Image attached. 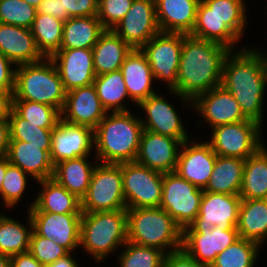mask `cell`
<instances>
[{
    "label": "cell",
    "instance_id": "6da1fadb",
    "mask_svg": "<svg viewBox=\"0 0 267 267\" xmlns=\"http://www.w3.org/2000/svg\"><path fill=\"white\" fill-rule=\"evenodd\" d=\"M230 51L222 44L184 34L175 94L190 103L221 85L223 64Z\"/></svg>",
    "mask_w": 267,
    "mask_h": 267
},
{
    "label": "cell",
    "instance_id": "7a4b0ae2",
    "mask_svg": "<svg viewBox=\"0 0 267 267\" xmlns=\"http://www.w3.org/2000/svg\"><path fill=\"white\" fill-rule=\"evenodd\" d=\"M231 54L230 51L223 64L221 86L234 96L247 119L261 124L267 83L261 54L246 48L235 56Z\"/></svg>",
    "mask_w": 267,
    "mask_h": 267
},
{
    "label": "cell",
    "instance_id": "3957f363",
    "mask_svg": "<svg viewBox=\"0 0 267 267\" xmlns=\"http://www.w3.org/2000/svg\"><path fill=\"white\" fill-rule=\"evenodd\" d=\"M141 122L130 111L106 114L94 129L98 160L114 164L135 162L143 131Z\"/></svg>",
    "mask_w": 267,
    "mask_h": 267
},
{
    "label": "cell",
    "instance_id": "277c9868",
    "mask_svg": "<svg viewBox=\"0 0 267 267\" xmlns=\"http://www.w3.org/2000/svg\"><path fill=\"white\" fill-rule=\"evenodd\" d=\"M127 211L128 241L164 251L171 246V252L182 249L183 229L162 208H132Z\"/></svg>",
    "mask_w": 267,
    "mask_h": 267
},
{
    "label": "cell",
    "instance_id": "5b68a950",
    "mask_svg": "<svg viewBox=\"0 0 267 267\" xmlns=\"http://www.w3.org/2000/svg\"><path fill=\"white\" fill-rule=\"evenodd\" d=\"M45 59L47 63L38 61L19 65L15 69L13 100L50 105L61 113L67 91L52 60Z\"/></svg>",
    "mask_w": 267,
    "mask_h": 267
},
{
    "label": "cell",
    "instance_id": "8992f818",
    "mask_svg": "<svg viewBox=\"0 0 267 267\" xmlns=\"http://www.w3.org/2000/svg\"><path fill=\"white\" fill-rule=\"evenodd\" d=\"M127 239V211L82 212L80 245L97 261L103 260Z\"/></svg>",
    "mask_w": 267,
    "mask_h": 267
},
{
    "label": "cell",
    "instance_id": "52a82bcc",
    "mask_svg": "<svg viewBox=\"0 0 267 267\" xmlns=\"http://www.w3.org/2000/svg\"><path fill=\"white\" fill-rule=\"evenodd\" d=\"M101 164L94 167L87 193L81 200V212L127 209L121 163Z\"/></svg>",
    "mask_w": 267,
    "mask_h": 267
},
{
    "label": "cell",
    "instance_id": "ba28073f",
    "mask_svg": "<svg viewBox=\"0 0 267 267\" xmlns=\"http://www.w3.org/2000/svg\"><path fill=\"white\" fill-rule=\"evenodd\" d=\"M203 190L197 188L177 172L163 173L162 199L164 209L184 229L199 213Z\"/></svg>",
    "mask_w": 267,
    "mask_h": 267
},
{
    "label": "cell",
    "instance_id": "9c48e42d",
    "mask_svg": "<svg viewBox=\"0 0 267 267\" xmlns=\"http://www.w3.org/2000/svg\"><path fill=\"white\" fill-rule=\"evenodd\" d=\"M126 208L159 207L162 199L163 173L136 162L121 163Z\"/></svg>",
    "mask_w": 267,
    "mask_h": 267
},
{
    "label": "cell",
    "instance_id": "30bf717a",
    "mask_svg": "<svg viewBox=\"0 0 267 267\" xmlns=\"http://www.w3.org/2000/svg\"><path fill=\"white\" fill-rule=\"evenodd\" d=\"M260 127L252 120L220 125L212 129V140L208 143L218 156L245 160L263 146L259 140Z\"/></svg>",
    "mask_w": 267,
    "mask_h": 267
},
{
    "label": "cell",
    "instance_id": "8fae6325",
    "mask_svg": "<svg viewBox=\"0 0 267 267\" xmlns=\"http://www.w3.org/2000/svg\"><path fill=\"white\" fill-rule=\"evenodd\" d=\"M184 34L159 32L140 49L146 55L154 79H163L177 93V74Z\"/></svg>",
    "mask_w": 267,
    "mask_h": 267
},
{
    "label": "cell",
    "instance_id": "7c38bea8",
    "mask_svg": "<svg viewBox=\"0 0 267 267\" xmlns=\"http://www.w3.org/2000/svg\"><path fill=\"white\" fill-rule=\"evenodd\" d=\"M239 238L237 228L183 229L182 249L197 262L210 267L216 256Z\"/></svg>",
    "mask_w": 267,
    "mask_h": 267
},
{
    "label": "cell",
    "instance_id": "4fadbf2b",
    "mask_svg": "<svg viewBox=\"0 0 267 267\" xmlns=\"http://www.w3.org/2000/svg\"><path fill=\"white\" fill-rule=\"evenodd\" d=\"M112 30L132 49H140L160 32L155 0H134L127 14Z\"/></svg>",
    "mask_w": 267,
    "mask_h": 267
},
{
    "label": "cell",
    "instance_id": "5bb4252c",
    "mask_svg": "<svg viewBox=\"0 0 267 267\" xmlns=\"http://www.w3.org/2000/svg\"><path fill=\"white\" fill-rule=\"evenodd\" d=\"M241 197L203 191L199 213L184 229H206L214 226L236 228Z\"/></svg>",
    "mask_w": 267,
    "mask_h": 267
},
{
    "label": "cell",
    "instance_id": "9a60e30c",
    "mask_svg": "<svg viewBox=\"0 0 267 267\" xmlns=\"http://www.w3.org/2000/svg\"><path fill=\"white\" fill-rule=\"evenodd\" d=\"M94 130L75 125L61 118L53 129L50 159L53 165L60 161L88 156L92 150Z\"/></svg>",
    "mask_w": 267,
    "mask_h": 267
},
{
    "label": "cell",
    "instance_id": "2e32d148",
    "mask_svg": "<svg viewBox=\"0 0 267 267\" xmlns=\"http://www.w3.org/2000/svg\"><path fill=\"white\" fill-rule=\"evenodd\" d=\"M33 230L39 235L64 247L69 253L80 244L82 214L28 212Z\"/></svg>",
    "mask_w": 267,
    "mask_h": 267
},
{
    "label": "cell",
    "instance_id": "e0dca14e",
    "mask_svg": "<svg viewBox=\"0 0 267 267\" xmlns=\"http://www.w3.org/2000/svg\"><path fill=\"white\" fill-rule=\"evenodd\" d=\"M181 144L178 139L143 129L135 162L161 173L174 172Z\"/></svg>",
    "mask_w": 267,
    "mask_h": 267
},
{
    "label": "cell",
    "instance_id": "ac0fdd59",
    "mask_svg": "<svg viewBox=\"0 0 267 267\" xmlns=\"http://www.w3.org/2000/svg\"><path fill=\"white\" fill-rule=\"evenodd\" d=\"M106 113L108 112L101 105L94 84H90L67 91L61 119L94 130Z\"/></svg>",
    "mask_w": 267,
    "mask_h": 267
},
{
    "label": "cell",
    "instance_id": "d6986e66",
    "mask_svg": "<svg viewBox=\"0 0 267 267\" xmlns=\"http://www.w3.org/2000/svg\"><path fill=\"white\" fill-rule=\"evenodd\" d=\"M50 59L66 91L93 84L96 72L92 49L59 50Z\"/></svg>",
    "mask_w": 267,
    "mask_h": 267
},
{
    "label": "cell",
    "instance_id": "ffe728a7",
    "mask_svg": "<svg viewBox=\"0 0 267 267\" xmlns=\"http://www.w3.org/2000/svg\"><path fill=\"white\" fill-rule=\"evenodd\" d=\"M191 103L212 129L220 125L249 120L244 116L234 96L221 85L197 96Z\"/></svg>",
    "mask_w": 267,
    "mask_h": 267
},
{
    "label": "cell",
    "instance_id": "44dd1931",
    "mask_svg": "<svg viewBox=\"0 0 267 267\" xmlns=\"http://www.w3.org/2000/svg\"><path fill=\"white\" fill-rule=\"evenodd\" d=\"M187 143L185 141L180 146L184 148L178 154L175 172L197 188L204 190L213 172L217 155L208 142L204 144L192 142L190 147Z\"/></svg>",
    "mask_w": 267,
    "mask_h": 267
},
{
    "label": "cell",
    "instance_id": "7402d4cb",
    "mask_svg": "<svg viewBox=\"0 0 267 267\" xmlns=\"http://www.w3.org/2000/svg\"><path fill=\"white\" fill-rule=\"evenodd\" d=\"M51 145H34L10 140L7 158L10 164L41 181L53 177L54 165L50 159Z\"/></svg>",
    "mask_w": 267,
    "mask_h": 267
},
{
    "label": "cell",
    "instance_id": "603a6c76",
    "mask_svg": "<svg viewBox=\"0 0 267 267\" xmlns=\"http://www.w3.org/2000/svg\"><path fill=\"white\" fill-rule=\"evenodd\" d=\"M138 106L145 110L148 117L141 122L144 130L178 139L182 143L189 140L177 112L161 95L155 93Z\"/></svg>",
    "mask_w": 267,
    "mask_h": 267
},
{
    "label": "cell",
    "instance_id": "cb8c5ba5",
    "mask_svg": "<svg viewBox=\"0 0 267 267\" xmlns=\"http://www.w3.org/2000/svg\"><path fill=\"white\" fill-rule=\"evenodd\" d=\"M201 0H155L160 32L191 34Z\"/></svg>",
    "mask_w": 267,
    "mask_h": 267
},
{
    "label": "cell",
    "instance_id": "d4e9b609",
    "mask_svg": "<svg viewBox=\"0 0 267 267\" xmlns=\"http://www.w3.org/2000/svg\"><path fill=\"white\" fill-rule=\"evenodd\" d=\"M0 53L16 65L44 59L38 51L31 29L0 23Z\"/></svg>",
    "mask_w": 267,
    "mask_h": 267
},
{
    "label": "cell",
    "instance_id": "484cf974",
    "mask_svg": "<svg viewBox=\"0 0 267 267\" xmlns=\"http://www.w3.org/2000/svg\"><path fill=\"white\" fill-rule=\"evenodd\" d=\"M124 82L130 99L137 105L155 94L151 88L154 79L150 64L141 49H132L121 65Z\"/></svg>",
    "mask_w": 267,
    "mask_h": 267
},
{
    "label": "cell",
    "instance_id": "4316f807",
    "mask_svg": "<svg viewBox=\"0 0 267 267\" xmlns=\"http://www.w3.org/2000/svg\"><path fill=\"white\" fill-rule=\"evenodd\" d=\"M43 190L28 209L29 212H50L56 214H82L81 200L70 193L55 179L38 181Z\"/></svg>",
    "mask_w": 267,
    "mask_h": 267
},
{
    "label": "cell",
    "instance_id": "83f0119b",
    "mask_svg": "<svg viewBox=\"0 0 267 267\" xmlns=\"http://www.w3.org/2000/svg\"><path fill=\"white\" fill-rule=\"evenodd\" d=\"M132 48L113 30H105L92 48L96 76L121 69Z\"/></svg>",
    "mask_w": 267,
    "mask_h": 267
},
{
    "label": "cell",
    "instance_id": "f1b7e54d",
    "mask_svg": "<svg viewBox=\"0 0 267 267\" xmlns=\"http://www.w3.org/2000/svg\"><path fill=\"white\" fill-rule=\"evenodd\" d=\"M104 31L97 15L69 18L64 21L60 50L92 49Z\"/></svg>",
    "mask_w": 267,
    "mask_h": 267
},
{
    "label": "cell",
    "instance_id": "f546056e",
    "mask_svg": "<svg viewBox=\"0 0 267 267\" xmlns=\"http://www.w3.org/2000/svg\"><path fill=\"white\" fill-rule=\"evenodd\" d=\"M244 164V159L217 155L213 172L203 191L239 195Z\"/></svg>",
    "mask_w": 267,
    "mask_h": 267
},
{
    "label": "cell",
    "instance_id": "4dcf8cb0",
    "mask_svg": "<svg viewBox=\"0 0 267 267\" xmlns=\"http://www.w3.org/2000/svg\"><path fill=\"white\" fill-rule=\"evenodd\" d=\"M86 157H77L58 162L54 165L53 179L78 199L86 195L94 167Z\"/></svg>",
    "mask_w": 267,
    "mask_h": 267
},
{
    "label": "cell",
    "instance_id": "1f68e13d",
    "mask_svg": "<svg viewBox=\"0 0 267 267\" xmlns=\"http://www.w3.org/2000/svg\"><path fill=\"white\" fill-rule=\"evenodd\" d=\"M236 228L241 238L261 244L267 237V199H241Z\"/></svg>",
    "mask_w": 267,
    "mask_h": 267
},
{
    "label": "cell",
    "instance_id": "d6a6232c",
    "mask_svg": "<svg viewBox=\"0 0 267 267\" xmlns=\"http://www.w3.org/2000/svg\"><path fill=\"white\" fill-rule=\"evenodd\" d=\"M241 199H267V150L262 146L245 159Z\"/></svg>",
    "mask_w": 267,
    "mask_h": 267
},
{
    "label": "cell",
    "instance_id": "836d02e7",
    "mask_svg": "<svg viewBox=\"0 0 267 267\" xmlns=\"http://www.w3.org/2000/svg\"><path fill=\"white\" fill-rule=\"evenodd\" d=\"M192 36L222 44L232 50L239 37L202 1L199 2Z\"/></svg>",
    "mask_w": 267,
    "mask_h": 267
},
{
    "label": "cell",
    "instance_id": "e575fe53",
    "mask_svg": "<svg viewBox=\"0 0 267 267\" xmlns=\"http://www.w3.org/2000/svg\"><path fill=\"white\" fill-rule=\"evenodd\" d=\"M64 21L50 15L36 13L31 32L38 51L50 58L60 50Z\"/></svg>",
    "mask_w": 267,
    "mask_h": 267
},
{
    "label": "cell",
    "instance_id": "d590c367",
    "mask_svg": "<svg viewBox=\"0 0 267 267\" xmlns=\"http://www.w3.org/2000/svg\"><path fill=\"white\" fill-rule=\"evenodd\" d=\"M101 105L106 111L126 112L122 101L129 97L121 70L98 75L93 82Z\"/></svg>",
    "mask_w": 267,
    "mask_h": 267
},
{
    "label": "cell",
    "instance_id": "8d00e7d4",
    "mask_svg": "<svg viewBox=\"0 0 267 267\" xmlns=\"http://www.w3.org/2000/svg\"><path fill=\"white\" fill-rule=\"evenodd\" d=\"M29 228L8 218L0 215V253L13 256L20 253L28 252L30 236L33 230V223L29 215Z\"/></svg>",
    "mask_w": 267,
    "mask_h": 267
},
{
    "label": "cell",
    "instance_id": "74e56055",
    "mask_svg": "<svg viewBox=\"0 0 267 267\" xmlns=\"http://www.w3.org/2000/svg\"><path fill=\"white\" fill-rule=\"evenodd\" d=\"M259 243L239 238L216 256L210 267H253Z\"/></svg>",
    "mask_w": 267,
    "mask_h": 267
},
{
    "label": "cell",
    "instance_id": "f35d334b",
    "mask_svg": "<svg viewBox=\"0 0 267 267\" xmlns=\"http://www.w3.org/2000/svg\"><path fill=\"white\" fill-rule=\"evenodd\" d=\"M239 38L246 23L244 0H201Z\"/></svg>",
    "mask_w": 267,
    "mask_h": 267
},
{
    "label": "cell",
    "instance_id": "ab89813d",
    "mask_svg": "<svg viewBox=\"0 0 267 267\" xmlns=\"http://www.w3.org/2000/svg\"><path fill=\"white\" fill-rule=\"evenodd\" d=\"M13 109L40 128L54 129L61 118V113L56 108L29 100H13Z\"/></svg>",
    "mask_w": 267,
    "mask_h": 267
},
{
    "label": "cell",
    "instance_id": "60d3db41",
    "mask_svg": "<svg viewBox=\"0 0 267 267\" xmlns=\"http://www.w3.org/2000/svg\"><path fill=\"white\" fill-rule=\"evenodd\" d=\"M10 140H20L34 145H51L53 129L40 128L22 118L12 109L9 118Z\"/></svg>",
    "mask_w": 267,
    "mask_h": 267
},
{
    "label": "cell",
    "instance_id": "b9f144b4",
    "mask_svg": "<svg viewBox=\"0 0 267 267\" xmlns=\"http://www.w3.org/2000/svg\"><path fill=\"white\" fill-rule=\"evenodd\" d=\"M120 255L121 267H163L167 253L155 247L141 246L127 241Z\"/></svg>",
    "mask_w": 267,
    "mask_h": 267
},
{
    "label": "cell",
    "instance_id": "7bdbcfd3",
    "mask_svg": "<svg viewBox=\"0 0 267 267\" xmlns=\"http://www.w3.org/2000/svg\"><path fill=\"white\" fill-rule=\"evenodd\" d=\"M36 13L24 0H0V23L31 29Z\"/></svg>",
    "mask_w": 267,
    "mask_h": 267
},
{
    "label": "cell",
    "instance_id": "ee69618b",
    "mask_svg": "<svg viewBox=\"0 0 267 267\" xmlns=\"http://www.w3.org/2000/svg\"><path fill=\"white\" fill-rule=\"evenodd\" d=\"M27 174L19 167L9 163L7 158V168L0 195L7 207H12L20 200L27 184Z\"/></svg>",
    "mask_w": 267,
    "mask_h": 267
},
{
    "label": "cell",
    "instance_id": "f6af8a7d",
    "mask_svg": "<svg viewBox=\"0 0 267 267\" xmlns=\"http://www.w3.org/2000/svg\"><path fill=\"white\" fill-rule=\"evenodd\" d=\"M43 266L53 264L69 252L61 245L56 244L53 239L49 240L39 236L32 230L28 250Z\"/></svg>",
    "mask_w": 267,
    "mask_h": 267
},
{
    "label": "cell",
    "instance_id": "bcb514c9",
    "mask_svg": "<svg viewBox=\"0 0 267 267\" xmlns=\"http://www.w3.org/2000/svg\"><path fill=\"white\" fill-rule=\"evenodd\" d=\"M134 0H99L97 17L105 30L115 28L127 14Z\"/></svg>",
    "mask_w": 267,
    "mask_h": 267
},
{
    "label": "cell",
    "instance_id": "7dc6e473",
    "mask_svg": "<svg viewBox=\"0 0 267 267\" xmlns=\"http://www.w3.org/2000/svg\"><path fill=\"white\" fill-rule=\"evenodd\" d=\"M99 0H63L69 17H87L98 14Z\"/></svg>",
    "mask_w": 267,
    "mask_h": 267
},
{
    "label": "cell",
    "instance_id": "c3c4849f",
    "mask_svg": "<svg viewBox=\"0 0 267 267\" xmlns=\"http://www.w3.org/2000/svg\"><path fill=\"white\" fill-rule=\"evenodd\" d=\"M163 267H209L197 262L190 257L183 249L167 252Z\"/></svg>",
    "mask_w": 267,
    "mask_h": 267
},
{
    "label": "cell",
    "instance_id": "681fc988",
    "mask_svg": "<svg viewBox=\"0 0 267 267\" xmlns=\"http://www.w3.org/2000/svg\"><path fill=\"white\" fill-rule=\"evenodd\" d=\"M11 64L13 63L0 53V91L14 92L15 69H11Z\"/></svg>",
    "mask_w": 267,
    "mask_h": 267
},
{
    "label": "cell",
    "instance_id": "f907efd6",
    "mask_svg": "<svg viewBox=\"0 0 267 267\" xmlns=\"http://www.w3.org/2000/svg\"><path fill=\"white\" fill-rule=\"evenodd\" d=\"M37 12L63 21H67L70 18L67 10H64L63 0H42L37 7Z\"/></svg>",
    "mask_w": 267,
    "mask_h": 267
},
{
    "label": "cell",
    "instance_id": "816d5d0a",
    "mask_svg": "<svg viewBox=\"0 0 267 267\" xmlns=\"http://www.w3.org/2000/svg\"><path fill=\"white\" fill-rule=\"evenodd\" d=\"M10 267H45L29 251L11 256Z\"/></svg>",
    "mask_w": 267,
    "mask_h": 267
},
{
    "label": "cell",
    "instance_id": "f5cc1de1",
    "mask_svg": "<svg viewBox=\"0 0 267 267\" xmlns=\"http://www.w3.org/2000/svg\"><path fill=\"white\" fill-rule=\"evenodd\" d=\"M13 109V92L0 91V121H8Z\"/></svg>",
    "mask_w": 267,
    "mask_h": 267
},
{
    "label": "cell",
    "instance_id": "db71d44e",
    "mask_svg": "<svg viewBox=\"0 0 267 267\" xmlns=\"http://www.w3.org/2000/svg\"><path fill=\"white\" fill-rule=\"evenodd\" d=\"M10 142L9 121H0V157L7 156Z\"/></svg>",
    "mask_w": 267,
    "mask_h": 267
},
{
    "label": "cell",
    "instance_id": "11a10c76",
    "mask_svg": "<svg viewBox=\"0 0 267 267\" xmlns=\"http://www.w3.org/2000/svg\"><path fill=\"white\" fill-rule=\"evenodd\" d=\"M79 265L76 263L75 259L71 257V254L69 253L63 258H60L53 264L47 265L45 267H78Z\"/></svg>",
    "mask_w": 267,
    "mask_h": 267
},
{
    "label": "cell",
    "instance_id": "9f6ffc18",
    "mask_svg": "<svg viewBox=\"0 0 267 267\" xmlns=\"http://www.w3.org/2000/svg\"><path fill=\"white\" fill-rule=\"evenodd\" d=\"M6 168H7V156L0 157V192Z\"/></svg>",
    "mask_w": 267,
    "mask_h": 267
},
{
    "label": "cell",
    "instance_id": "6f0895ef",
    "mask_svg": "<svg viewBox=\"0 0 267 267\" xmlns=\"http://www.w3.org/2000/svg\"><path fill=\"white\" fill-rule=\"evenodd\" d=\"M11 256L0 253V267H10Z\"/></svg>",
    "mask_w": 267,
    "mask_h": 267
},
{
    "label": "cell",
    "instance_id": "680465c9",
    "mask_svg": "<svg viewBox=\"0 0 267 267\" xmlns=\"http://www.w3.org/2000/svg\"><path fill=\"white\" fill-rule=\"evenodd\" d=\"M24 1L37 9L42 0H24Z\"/></svg>",
    "mask_w": 267,
    "mask_h": 267
},
{
    "label": "cell",
    "instance_id": "91938a15",
    "mask_svg": "<svg viewBox=\"0 0 267 267\" xmlns=\"http://www.w3.org/2000/svg\"><path fill=\"white\" fill-rule=\"evenodd\" d=\"M260 54H261V57H262V60H263V63H264L266 77H267V57H266V55H262L263 53H260Z\"/></svg>",
    "mask_w": 267,
    "mask_h": 267
}]
</instances>
